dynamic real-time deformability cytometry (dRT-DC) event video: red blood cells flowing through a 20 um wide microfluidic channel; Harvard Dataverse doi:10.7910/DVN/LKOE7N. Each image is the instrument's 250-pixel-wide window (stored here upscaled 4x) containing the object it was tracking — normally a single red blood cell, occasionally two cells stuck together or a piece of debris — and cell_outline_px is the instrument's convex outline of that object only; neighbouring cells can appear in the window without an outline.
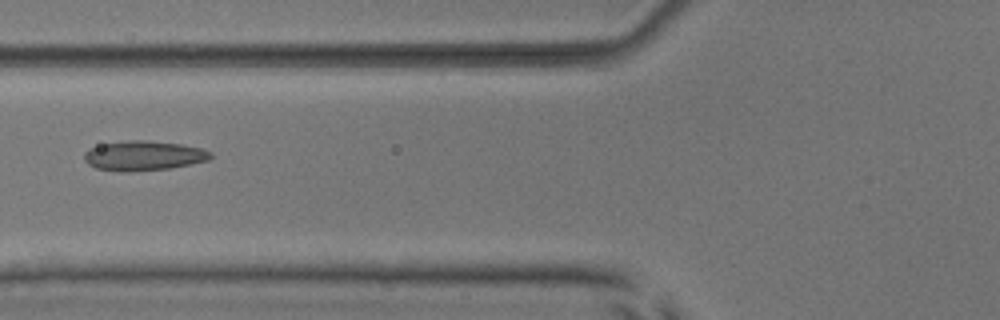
{"species": "common noctule bat (a hibernating species)", "species_latin": "Nyctalus noctula", "temperature_condition": "room temperature", "stored_images_in_passage": 5, "camera_frame_rate_fps": 3000, "um_per_image_px": 0.085, "animal": {"sex": "male", "body_mass_g": 17.9, "forearm_length_mm": 54.2}, "frame": {"image": 1, "passage_image": 4, "time_ms": 3.667, "image_size_px": [1000, 320], "cell_outline_px": [[212, 156], [208, 160], [192, 164], [168, 168], [132, 172], [120, 172], [96, 168], [88, 164], [84, 160], [84, 152], [88, 148], [100, 144], [132, 140], [148, 140], [180, 144], [200, 148], [212, 152]], "centroid_in_image_um": [12.17, 13.24], "position_along_channel_um": 113.6, "area_um2": 22.02}}
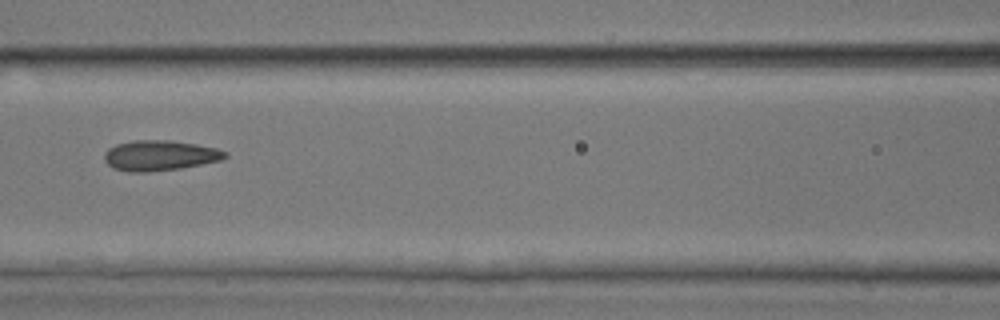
{"frame": {"image": 2, "passage_image": 5, "time_ms": 4.667, "image_size_px": [1000, 320], "cell_outline_px": [[228, 156], [220, 160], [180, 168], [148, 172], [128, 172], [112, 168], [104, 160], [104, 152], [108, 148], [116, 144], [136, 140], [168, 140], [196, 144], [216, 148], [228, 152]], "centroid_in_image_um": [13.55, 13.21], "position_along_channel_um": 153.1, "area_um2": 21.33}}